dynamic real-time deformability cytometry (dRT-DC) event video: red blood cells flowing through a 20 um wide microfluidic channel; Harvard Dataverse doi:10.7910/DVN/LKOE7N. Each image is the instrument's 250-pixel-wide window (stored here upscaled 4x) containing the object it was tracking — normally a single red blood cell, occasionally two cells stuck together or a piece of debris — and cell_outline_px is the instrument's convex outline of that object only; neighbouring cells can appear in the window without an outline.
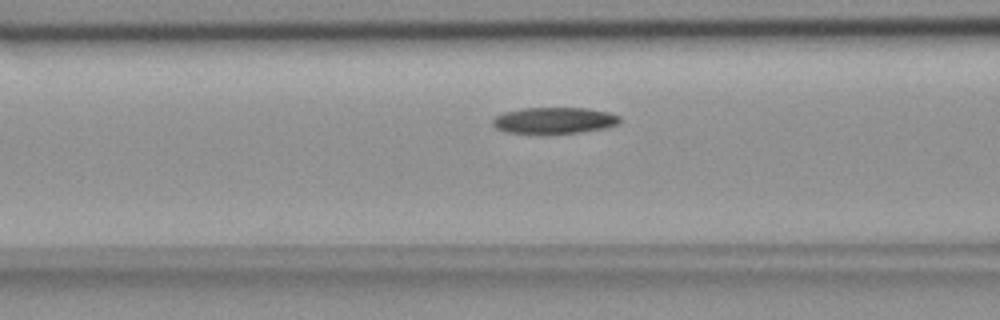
{"species": "common noctule bat (a hibernating species)", "species_latin": "Nyctalus noctula", "temperature_condition": "room temperature", "stored_images_in_passage": 34, "camera_frame_rate_fps": 3000, "um_per_image_px": 0.085, "animal": {"sex": "female", "body_mass_g": 18.4}, "frame": {"image": 1, "passage_image": 6, "time_ms": 1.667, "image_size_px": [1000, 320], "cell_outline_px": [[620, 124], [608, 128], [580, 132], [544, 136], [504, 132], [496, 128], [492, 124], [492, 120], [496, 116], [504, 112], [520, 108], [588, 108], [608, 112], [620, 116]], "centroid_in_image_um": [47.09, 10.28], "position_along_channel_um": 119.5, "area_um2": 20.4}}
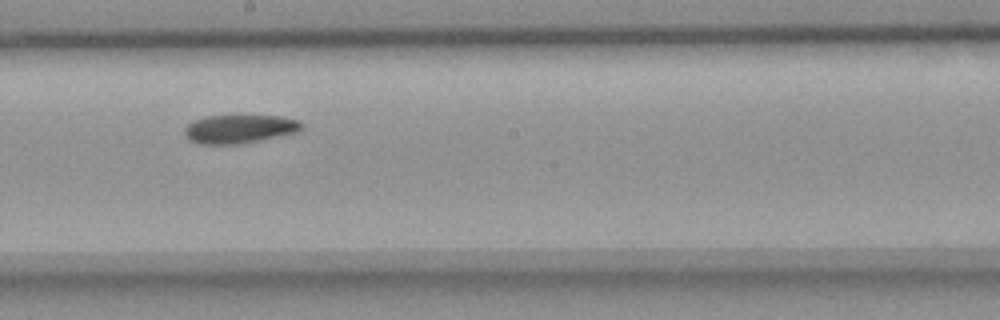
{"frame": {"image": 2, "passage_image": 15, "time_ms": 4.667, "image_size_px": [1000, 320], "cell_outline_px": [[304, 124], [296, 132], [280, 136], [244, 144], [196, 144], [188, 140], [184, 136], [184, 128], [188, 124], [204, 116], [280, 116], [300, 120]], "centroid_in_image_um": [20.32, 10.97], "position_along_channel_um": 227.9, "area_um2": 19.65}}
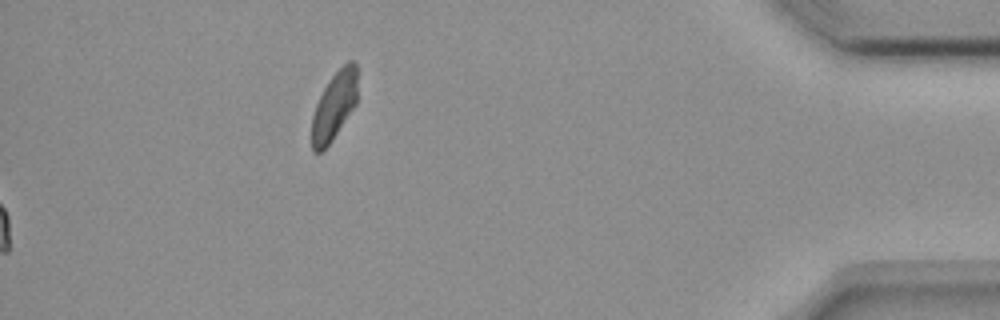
{"frame": {"image": 3, "passage_image": 34, "time_ms": 11.0, "image_size_px": [1000, 320], "cell_outline_px": [[356, 104], [332, 140], [320, 152], [312, 152], [312, 116], [316, 104], [324, 88], [332, 76], [348, 60], [352, 60], [356, 64]], "centroid_in_image_um": [28.4, 9.0], "position_along_channel_um": 406.8, "area_um2": 17.74}}